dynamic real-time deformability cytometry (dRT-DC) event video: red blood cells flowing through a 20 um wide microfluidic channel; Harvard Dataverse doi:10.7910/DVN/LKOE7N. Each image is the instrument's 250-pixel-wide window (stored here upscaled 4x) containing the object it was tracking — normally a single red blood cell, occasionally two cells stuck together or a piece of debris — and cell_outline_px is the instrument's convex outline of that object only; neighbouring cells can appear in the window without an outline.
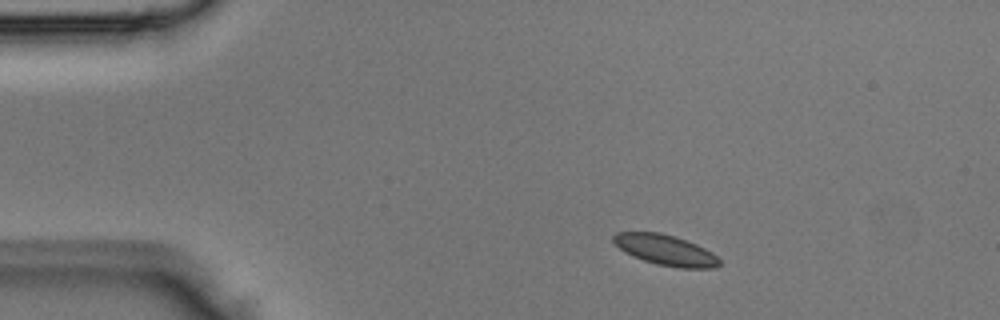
{"species": "Egyptian fruit bat (a non-hibernating species)", "species_latin": "Rousettus aegyptiacus", "temperature_condition": "room temperature", "stored_images_in_passage": 3, "camera_frame_rate_fps": 3000, "um_per_image_px": 0.085, "animal": {"sex": "male"}, "frame": {"image": 1, "passage_image": 1, "time_ms": 0.0, "image_size_px": [1000, 320], "cell_outline_px": [[720, 264], [716, 268], [680, 268], [656, 264], [632, 256], [624, 252], [612, 240], [612, 236], [616, 232], [660, 232], [696, 244], [712, 252], [720, 260]], "centroid_in_image_um": [56.56, 21.26], "position_along_channel_um": 28.4, "area_um2": 18.73}}
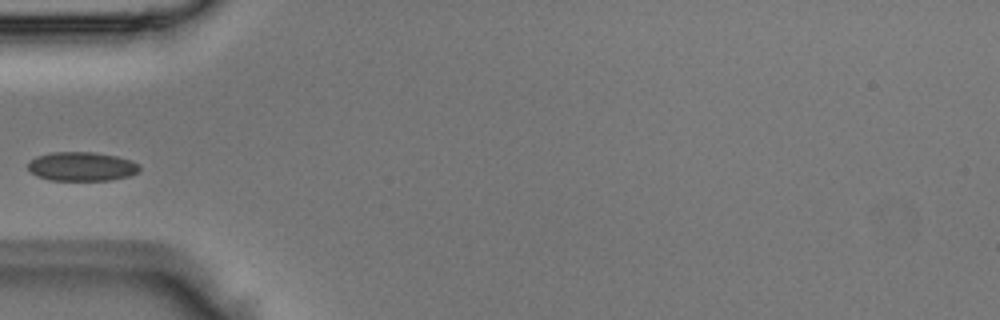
{"frame": {"image": 2, "passage_image": 3, "time_ms": 0.667, "image_size_px": [1000, 320], "cell_outline_px": [[140, 168], [132, 176], [112, 180], [48, 180], [36, 176], [28, 168], [28, 164], [36, 156], [52, 152], [92, 152], [116, 156], [132, 160], [140, 164]], "centroid_in_image_um": [6.97, 14.15], "position_along_channel_um": 78.0, "area_um2": 18.96}}